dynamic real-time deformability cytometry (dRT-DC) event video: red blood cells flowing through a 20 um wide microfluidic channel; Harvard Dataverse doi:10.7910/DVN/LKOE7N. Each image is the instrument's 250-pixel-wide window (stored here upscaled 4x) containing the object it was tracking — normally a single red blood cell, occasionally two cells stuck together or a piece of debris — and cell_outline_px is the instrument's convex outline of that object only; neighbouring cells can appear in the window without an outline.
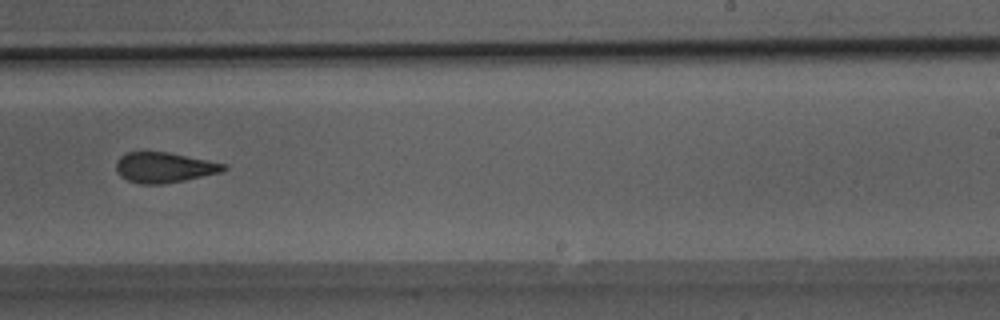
{"species": "Egyptian fruit bat (a non-hibernating species)", "species_latin": "Rousettus aegyptiacus", "temperature_condition": "room temperature", "stored_images_in_passage": 44, "camera_frame_rate_fps": 3000, "um_per_image_px": 0.085, "animal": {"sex": "male"}, "frame": {"image": 1, "passage_image": 32, "time_ms": 10.333, "image_size_px": [1000, 320], "cell_outline_px": [[228, 168], [220, 172], [184, 180], [164, 184], [140, 184], [128, 180], [120, 176], [116, 172], [116, 160], [124, 152], [168, 152], [228, 164]], "centroid_in_image_um": [13.93, 14.23], "position_along_channel_um": 275.1, "area_um2": 19.07}}